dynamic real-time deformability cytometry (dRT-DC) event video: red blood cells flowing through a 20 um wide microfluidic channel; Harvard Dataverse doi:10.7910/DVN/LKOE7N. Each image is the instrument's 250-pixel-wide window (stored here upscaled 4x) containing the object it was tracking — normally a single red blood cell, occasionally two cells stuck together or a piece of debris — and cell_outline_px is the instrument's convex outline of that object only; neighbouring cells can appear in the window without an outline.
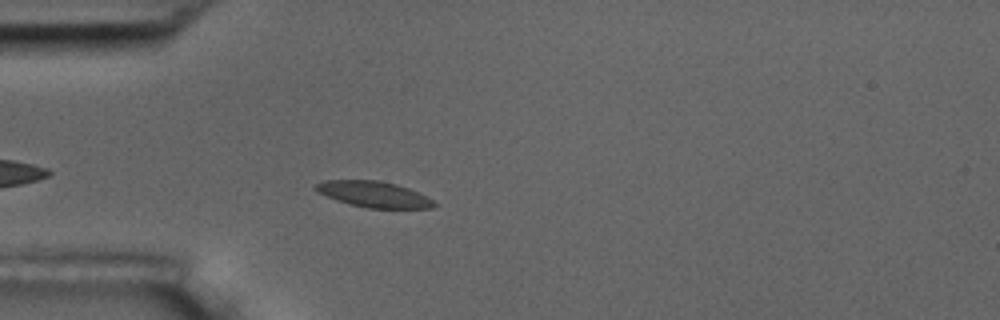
{"species": "common noctule bat (a hibernating species)", "species_latin": "Nyctalus noctula", "temperature_condition": "room temperature", "stored_images_in_passage": 35, "camera_frame_rate_fps": 3000, "um_per_image_px": 0.085, "animal": {"sex": "male", "body_mass_g": 17.5, "forearm_length_mm": 52.3}, "frame": {"image": 1, "passage_image": 5, "time_ms": 1.333, "image_size_px": [1000, 320], "cell_outline_px": [[436, 204], [432, 208], [368, 208], [348, 204], [336, 200], [316, 192], [312, 188], [312, 184], [324, 180], [380, 180], [396, 184], [408, 188], [432, 200]], "centroid_in_image_um": [31.66, 16.5], "position_along_channel_um": 53.3, "area_um2": 17.98}}
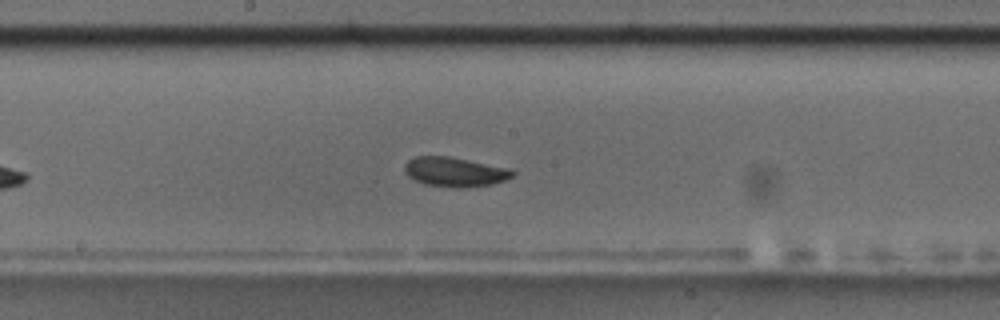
{"frame": {"image": 2, "passage_image": 19, "time_ms": 6.0, "image_size_px": [1000, 320], "cell_outline_px": [[516, 172], [512, 176], [504, 180], [492, 184], [460, 188], [424, 184], [408, 176], [404, 172], [404, 164], [408, 160], [416, 156], [448, 156], [512, 168]], "centroid_in_image_um": [38.66, 14.6], "position_along_channel_um": 209.5, "area_um2": 18.61}}
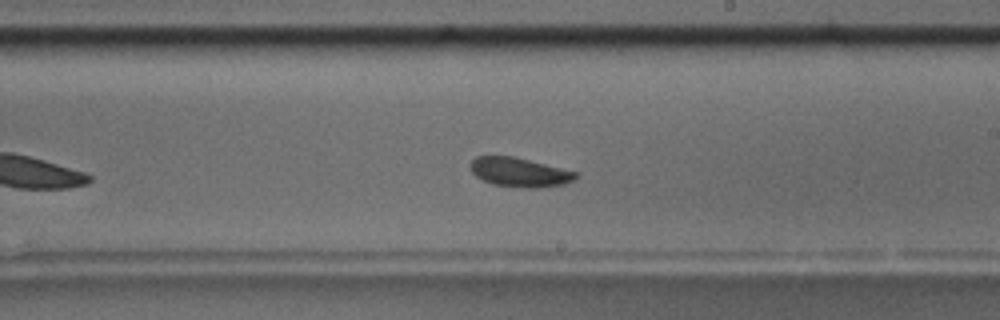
{"frame": {"image": 3, "passage_image": 22, "time_ms": 7.0, "image_size_px": [1000, 320], "cell_outline_px": [[580, 176], [564, 184], [540, 188], [528, 188], [492, 184], [476, 176], [468, 168], [468, 164], [476, 156], [512, 156], [580, 172]], "centroid_in_image_um": [44.17, 14.64], "position_along_channel_um": 244.8, "area_um2": 18.09}, "authors_computed_cell_mechanics": {"area_um2": 17.7446, "velocity_mm_per_s": 3.5454, "shape_relaxation_time_tau1_ms": 1.7906, "shape_relaxation_time_tau2_ms": 2.8727, "deformation_change_tau1": 0.0616, "deformation_change_tau2": 0.0717}}